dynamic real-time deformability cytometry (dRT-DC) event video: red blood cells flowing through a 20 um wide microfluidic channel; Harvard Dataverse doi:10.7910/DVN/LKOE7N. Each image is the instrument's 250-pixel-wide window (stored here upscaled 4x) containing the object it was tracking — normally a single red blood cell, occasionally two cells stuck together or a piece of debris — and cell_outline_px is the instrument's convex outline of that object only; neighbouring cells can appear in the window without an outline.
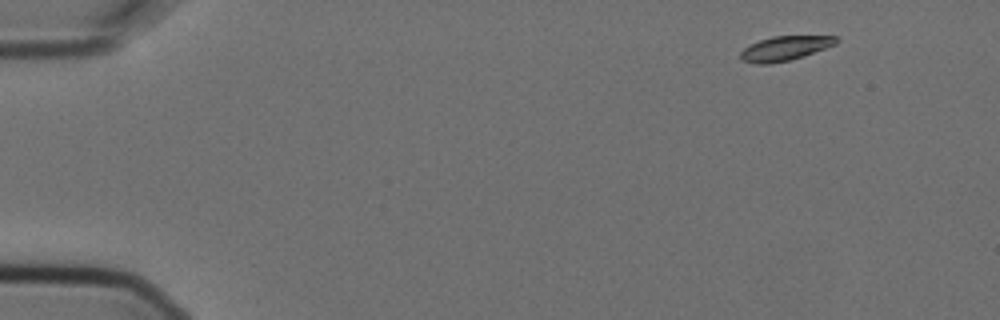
{"species": "Egyptian fruit bat (a non-hibernating species)", "species_latin": "Rousettus aegyptiacus", "temperature_condition": "cold", "stored_images_in_passage": 4, "camera_frame_rate_fps": 3000, "um_per_image_px": 0.085, "animal": {"sex": "female"}, "frame": {"image": 1, "passage_image": 1, "time_ms": 0.0, "image_size_px": [1000, 320], "cell_outline_px": [[840, 40], [836, 44], [804, 56], [772, 64], [756, 64], [740, 60], [740, 52], [744, 48], [760, 40], [772, 36], [836, 36]], "centroid_in_image_um": [66.71, 4.11], "position_along_channel_um": 18.3, "area_um2": 13.64}}
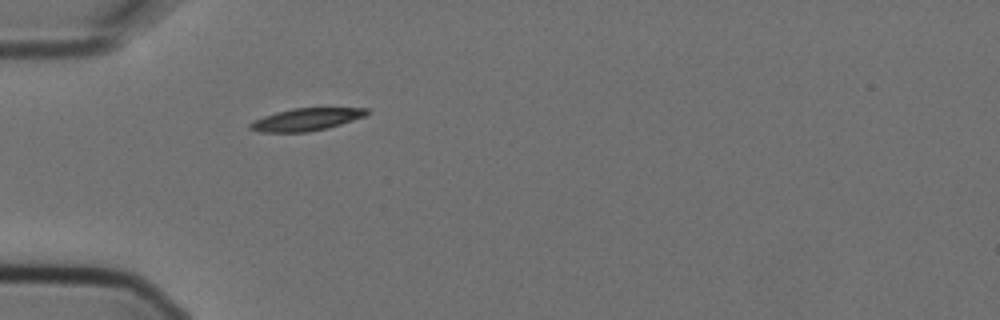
{"frame": {"image": 2, "passage_image": 4, "time_ms": 1.0, "image_size_px": [1000, 320], "cell_outline_px": [[372, 112], [364, 116], [328, 128], [308, 132], [260, 132], [248, 128], [248, 124], [252, 120], [276, 112], [292, 108], [368, 108]], "centroid_in_image_um": [26.0, 10.15], "position_along_channel_um": 59.0, "area_um2": 15.32}}